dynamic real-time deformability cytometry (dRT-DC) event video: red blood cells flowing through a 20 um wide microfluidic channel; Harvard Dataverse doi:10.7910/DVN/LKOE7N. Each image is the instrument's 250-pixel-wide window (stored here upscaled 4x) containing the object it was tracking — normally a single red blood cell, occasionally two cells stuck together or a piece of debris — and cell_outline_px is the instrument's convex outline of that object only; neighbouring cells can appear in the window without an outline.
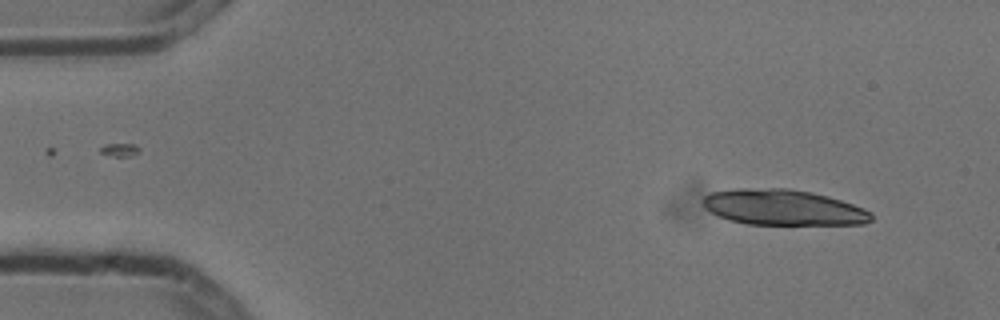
{"species": "common noctule bat (a hibernating species)", "species_latin": "Nyctalus noctula", "temperature_condition": "cold", "stored_images_in_passage": 4, "camera_frame_rate_fps": 3000, "um_per_image_px": 0.085, "animal": {"sex": "male", "body_mass_g": 13.3}, "frame": {"image": 1, "passage_image": 1, "time_ms": 0.0, "image_size_px": [1000, 320], "cell_outline_px": [[872, 220], [864, 224], [748, 224], [728, 220], [704, 208], [704, 196], [712, 192], [736, 188], [788, 188], [812, 192], [828, 196], [864, 208], [872, 212]], "centroid_in_image_um": [66.58, 17.62], "position_along_channel_um": 18.4, "area_um2": 34.91}}